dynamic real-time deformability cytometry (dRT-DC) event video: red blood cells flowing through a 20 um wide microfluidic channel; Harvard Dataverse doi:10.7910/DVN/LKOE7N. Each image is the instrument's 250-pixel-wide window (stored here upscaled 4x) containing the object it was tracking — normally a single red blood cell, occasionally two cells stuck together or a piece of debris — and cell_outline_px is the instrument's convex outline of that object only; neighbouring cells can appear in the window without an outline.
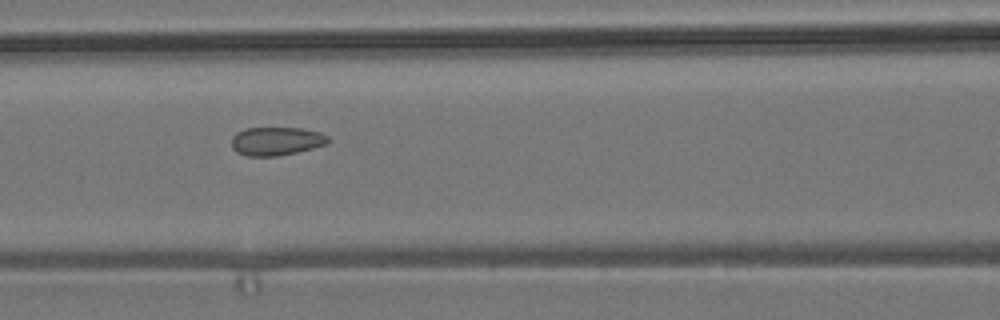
{"species": "common noctule bat (a hibernating species)", "species_latin": "Nyctalus noctula", "temperature_condition": "room temperature", "stored_images_in_passage": 9, "camera_frame_rate_fps": 3000, "um_per_image_px": 0.085, "animal": {"sex": "male", "body_mass_g": 19.2, "forearm_length_mm": 51.8}, "frame": {"image": 1, "passage_image": 6, "time_ms": 5.667, "image_size_px": [1000, 320], "cell_outline_px": [[332, 140], [328, 144], [296, 152], [276, 156], [248, 156], [236, 152], [232, 148], [232, 136], [236, 132], [244, 128], [300, 128], [320, 132], [328, 136]], "centroid_in_image_um": [23.49, 11.99], "position_along_channel_um": 143.1, "area_um2": 16.13}}
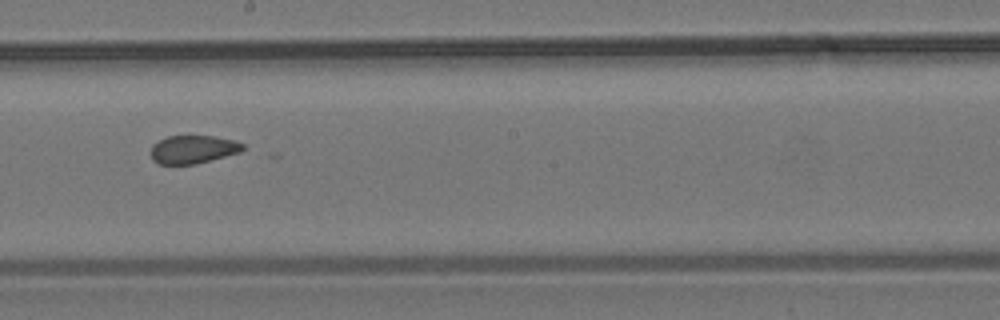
{"frame": {"image": 2, "passage_image": 8, "time_ms": 8.0, "image_size_px": [1000, 320], "cell_outline_px": [[244, 148], [240, 152], [196, 164], [156, 164], [152, 160], [148, 152], [152, 144], [168, 136], [212, 136], [232, 140], [244, 144]], "centroid_in_image_um": [16.33, 12.71], "position_along_channel_um": 231.9, "area_um2": 15.2}}
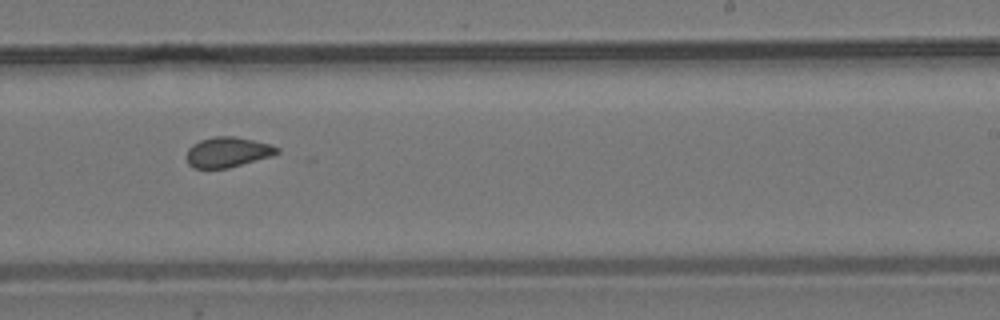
{"frame": {"image": 3, "passage_image": 9, "time_ms": 9.0, "image_size_px": [1000, 320], "cell_outline_px": [[280, 152], [272, 156], [228, 168], [192, 168], [188, 164], [188, 148], [192, 144], [200, 140], [212, 136], [236, 136], [272, 144], [280, 148]], "centroid_in_image_um": [19.38, 12.92], "position_along_channel_um": 269.6, "area_um2": 16.07}}